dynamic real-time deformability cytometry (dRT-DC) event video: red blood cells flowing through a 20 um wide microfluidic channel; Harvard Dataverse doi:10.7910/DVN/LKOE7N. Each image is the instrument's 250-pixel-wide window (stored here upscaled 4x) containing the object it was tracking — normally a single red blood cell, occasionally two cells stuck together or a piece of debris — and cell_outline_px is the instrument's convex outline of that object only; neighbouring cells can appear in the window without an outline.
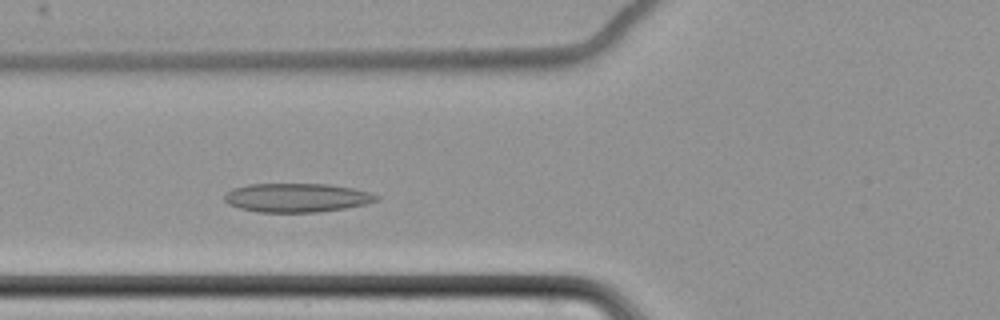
{"species": "common noctule bat (a hibernating species)", "species_latin": "Nyctalus noctula", "temperature_condition": "cold", "stored_images_in_passage": 6, "camera_frame_rate_fps": 3000, "um_per_image_px": 0.085, "animal": {"sex": "female", "body_mass_g": 22.7, "forearm_length_mm": 54.2}, "frame": {"image": 1, "passage_image": 4, "time_ms": 4.0, "image_size_px": [1000, 320], "cell_outline_px": [[380, 200], [368, 204], [344, 208], [316, 212], [256, 212], [240, 208], [228, 204], [224, 200], [224, 192], [232, 188], [248, 184], [328, 184], [352, 188], [372, 192], [380, 196]], "centroid_in_image_um": [25.23, 16.8], "position_along_channel_um": 100.6, "area_um2": 25.84}}
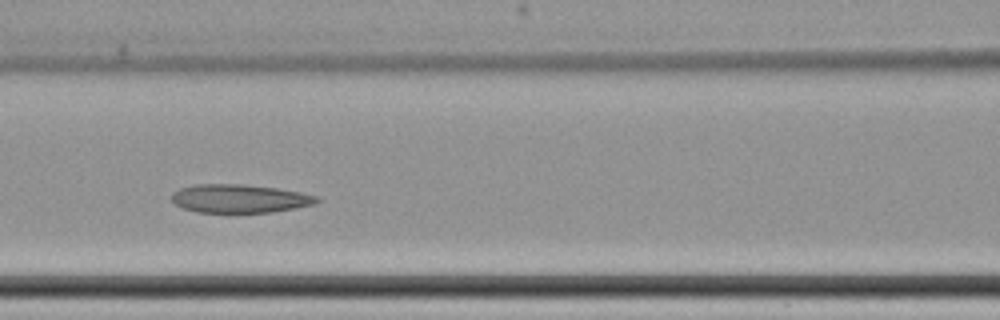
{"frame": {"image": 2, "passage_image": 5, "time_ms": 5.333, "image_size_px": [1000, 320], "cell_outline_px": [[320, 200], [312, 204], [272, 212], [196, 212], [184, 208], [176, 204], [172, 200], [172, 192], [180, 188], [196, 184], [244, 184], [276, 188], [300, 192], [316, 196]], "centroid_in_image_um": [20.32, 16.87], "position_along_channel_um": 146.3, "area_um2": 23.76}}
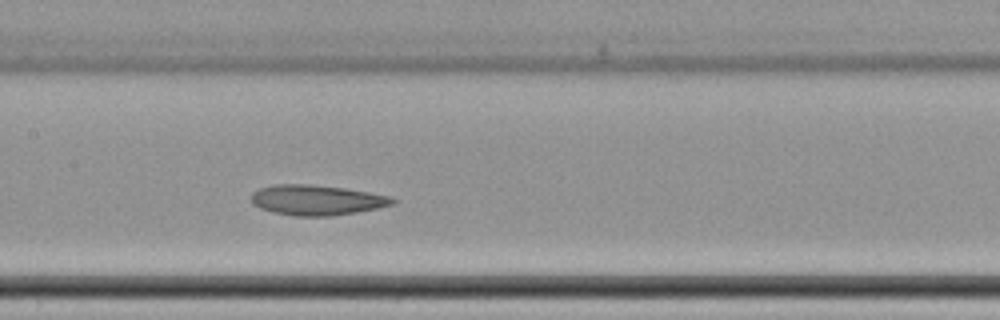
{"frame": {"image": 3, "passage_image": 6, "time_ms": 6.333, "image_size_px": [1000, 320], "cell_outline_px": [[396, 200], [392, 204], [376, 208], [356, 212], [332, 216], [292, 216], [272, 212], [260, 208], [252, 204], [252, 192], [260, 188], [272, 184], [312, 184], [344, 188], [392, 196]], "centroid_in_image_um": [26.88, 17.0], "position_along_channel_um": 180.5, "area_um2": 24.97}}